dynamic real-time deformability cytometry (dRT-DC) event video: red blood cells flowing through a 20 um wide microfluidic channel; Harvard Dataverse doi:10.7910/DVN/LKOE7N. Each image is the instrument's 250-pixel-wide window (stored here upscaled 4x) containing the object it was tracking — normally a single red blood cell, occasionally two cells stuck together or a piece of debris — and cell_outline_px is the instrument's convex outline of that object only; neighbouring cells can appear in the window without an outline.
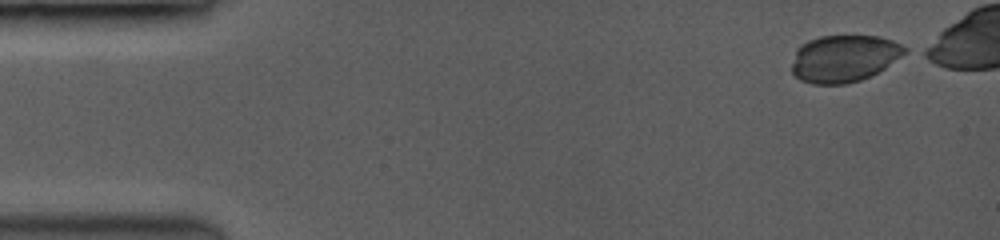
{"species": "common noctule bat (a hibernating species)", "species_latin": "Nyctalus noctula", "temperature_condition": "room temperature", "stored_images_in_passage": 57, "camera_frame_rate_fps": 3500, "um_per_image_px": 0.085, "animal": {"sex": "female", "body_mass_g": 19.0, "forearm_length_mm": 53.3}, "frame": {"image": 1, "passage_image": 1, "time_ms": 0.0, "image_size_px": [1000, 240], "cell_outline_px": [[908, 52], [884, 68], [860, 80], [844, 84], [812, 84], [800, 80], [792, 72], [792, 64], [796, 52], [808, 40], [820, 36], [876, 36], [892, 40], [900, 44]], "centroid_in_image_um": [71.74, 4.97], "position_along_channel_um": 13.3, "area_um2": 30.52}}
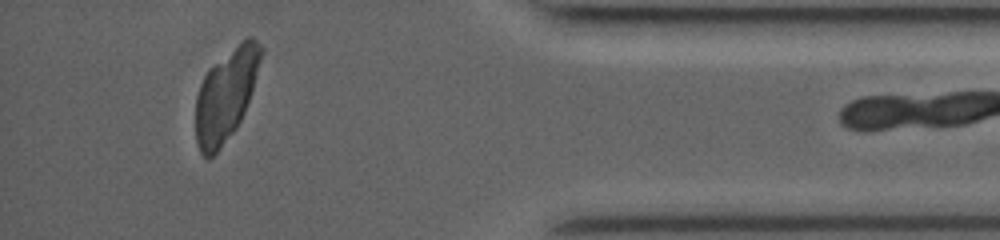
{"frame": {"image": 2, "passage_image": 56, "time_ms": 13.429, "image_size_px": [1000, 240], "cell_outline_px": [[264, 52], [244, 112], [236, 128], [220, 148], [208, 160], [200, 152], [196, 144], [196, 96], [200, 84], [208, 68], [248, 36], [252, 36], [264, 48]], "centroid_in_image_um": [19.19, 8.07], "position_along_channel_um": 416.0, "area_um2": 34.68}}